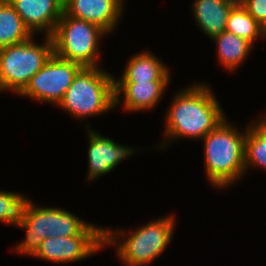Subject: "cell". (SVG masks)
I'll list each match as a JSON object with an SVG mask.
<instances>
[{"mask_svg": "<svg viewBox=\"0 0 266 266\" xmlns=\"http://www.w3.org/2000/svg\"><path fill=\"white\" fill-rule=\"evenodd\" d=\"M172 99L164 121L166 139L157 145L159 149L163 150L178 138L202 140L227 118L212 89L205 83L186 86Z\"/></svg>", "mask_w": 266, "mask_h": 266, "instance_id": "cell-1", "label": "cell"}, {"mask_svg": "<svg viewBox=\"0 0 266 266\" xmlns=\"http://www.w3.org/2000/svg\"><path fill=\"white\" fill-rule=\"evenodd\" d=\"M16 226L26 231V237L13 249L26 256H32L45 238L104 235L105 231L104 227L86 222L64 208L39 207L27 197Z\"/></svg>", "mask_w": 266, "mask_h": 266, "instance_id": "cell-2", "label": "cell"}, {"mask_svg": "<svg viewBox=\"0 0 266 266\" xmlns=\"http://www.w3.org/2000/svg\"><path fill=\"white\" fill-rule=\"evenodd\" d=\"M226 119L202 139L205 176L210 185L221 190L246 174L244 150L248 125L243 132Z\"/></svg>", "mask_w": 266, "mask_h": 266, "instance_id": "cell-3", "label": "cell"}, {"mask_svg": "<svg viewBox=\"0 0 266 266\" xmlns=\"http://www.w3.org/2000/svg\"><path fill=\"white\" fill-rule=\"evenodd\" d=\"M174 215L149 221L130 232L123 229L114 231L107 227L104 231V245H115L117 258L126 266L150 264L163 254L174 236Z\"/></svg>", "mask_w": 266, "mask_h": 266, "instance_id": "cell-4", "label": "cell"}, {"mask_svg": "<svg viewBox=\"0 0 266 266\" xmlns=\"http://www.w3.org/2000/svg\"><path fill=\"white\" fill-rule=\"evenodd\" d=\"M114 78L100 66L82 67L58 107L79 121L114 110Z\"/></svg>", "mask_w": 266, "mask_h": 266, "instance_id": "cell-5", "label": "cell"}, {"mask_svg": "<svg viewBox=\"0 0 266 266\" xmlns=\"http://www.w3.org/2000/svg\"><path fill=\"white\" fill-rule=\"evenodd\" d=\"M40 45L34 37L0 49V91L20 94L53 55V40L45 35Z\"/></svg>", "mask_w": 266, "mask_h": 266, "instance_id": "cell-6", "label": "cell"}, {"mask_svg": "<svg viewBox=\"0 0 266 266\" xmlns=\"http://www.w3.org/2000/svg\"><path fill=\"white\" fill-rule=\"evenodd\" d=\"M108 36L100 26L67 15L63 12L51 35L54 54L76 62L82 67H97L99 63L100 39Z\"/></svg>", "mask_w": 266, "mask_h": 266, "instance_id": "cell-7", "label": "cell"}, {"mask_svg": "<svg viewBox=\"0 0 266 266\" xmlns=\"http://www.w3.org/2000/svg\"><path fill=\"white\" fill-rule=\"evenodd\" d=\"M81 68L80 64L53 53L19 95L58 106Z\"/></svg>", "mask_w": 266, "mask_h": 266, "instance_id": "cell-8", "label": "cell"}, {"mask_svg": "<svg viewBox=\"0 0 266 266\" xmlns=\"http://www.w3.org/2000/svg\"><path fill=\"white\" fill-rule=\"evenodd\" d=\"M104 238V235L45 238L31 257L58 264L81 261L105 248Z\"/></svg>", "mask_w": 266, "mask_h": 266, "instance_id": "cell-9", "label": "cell"}, {"mask_svg": "<svg viewBox=\"0 0 266 266\" xmlns=\"http://www.w3.org/2000/svg\"><path fill=\"white\" fill-rule=\"evenodd\" d=\"M88 137V172L87 179L89 182L97 180L103 175L109 174L118 164L134 155L137 148L128 147L116 143L113 139L105 137L98 133L97 130L89 128L87 123Z\"/></svg>", "mask_w": 266, "mask_h": 266, "instance_id": "cell-10", "label": "cell"}, {"mask_svg": "<svg viewBox=\"0 0 266 266\" xmlns=\"http://www.w3.org/2000/svg\"><path fill=\"white\" fill-rule=\"evenodd\" d=\"M24 24L36 35L51 36L64 12L62 0H8Z\"/></svg>", "mask_w": 266, "mask_h": 266, "instance_id": "cell-11", "label": "cell"}, {"mask_svg": "<svg viewBox=\"0 0 266 266\" xmlns=\"http://www.w3.org/2000/svg\"><path fill=\"white\" fill-rule=\"evenodd\" d=\"M125 0H66L64 12L100 26L108 34L117 29Z\"/></svg>", "mask_w": 266, "mask_h": 266, "instance_id": "cell-12", "label": "cell"}, {"mask_svg": "<svg viewBox=\"0 0 266 266\" xmlns=\"http://www.w3.org/2000/svg\"><path fill=\"white\" fill-rule=\"evenodd\" d=\"M169 82L114 83L115 108L121 105L131 113L152 110L165 95Z\"/></svg>", "mask_w": 266, "mask_h": 266, "instance_id": "cell-13", "label": "cell"}, {"mask_svg": "<svg viewBox=\"0 0 266 266\" xmlns=\"http://www.w3.org/2000/svg\"><path fill=\"white\" fill-rule=\"evenodd\" d=\"M150 51H141L127 62L123 74L114 78V83H136L149 81H170V69Z\"/></svg>", "mask_w": 266, "mask_h": 266, "instance_id": "cell-14", "label": "cell"}, {"mask_svg": "<svg viewBox=\"0 0 266 266\" xmlns=\"http://www.w3.org/2000/svg\"><path fill=\"white\" fill-rule=\"evenodd\" d=\"M194 1V2H193ZM192 13L199 30L209 39L225 31L232 8L237 4L233 0H193Z\"/></svg>", "mask_w": 266, "mask_h": 266, "instance_id": "cell-15", "label": "cell"}, {"mask_svg": "<svg viewBox=\"0 0 266 266\" xmlns=\"http://www.w3.org/2000/svg\"><path fill=\"white\" fill-rule=\"evenodd\" d=\"M211 40L216 42L219 63L224 70L229 71H235L243 64L254 47L249 41L227 31H223Z\"/></svg>", "mask_w": 266, "mask_h": 266, "instance_id": "cell-16", "label": "cell"}, {"mask_svg": "<svg viewBox=\"0 0 266 266\" xmlns=\"http://www.w3.org/2000/svg\"><path fill=\"white\" fill-rule=\"evenodd\" d=\"M35 37L8 0H0V49Z\"/></svg>", "mask_w": 266, "mask_h": 266, "instance_id": "cell-17", "label": "cell"}, {"mask_svg": "<svg viewBox=\"0 0 266 266\" xmlns=\"http://www.w3.org/2000/svg\"><path fill=\"white\" fill-rule=\"evenodd\" d=\"M244 155L246 172L248 168L257 166L266 170V119L264 117L251 120L248 124Z\"/></svg>", "mask_w": 266, "mask_h": 266, "instance_id": "cell-18", "label": "cell"}, {"mask_svg": "<svg viewBox=\"0 0 266 266\" xmlns=\"http://www.w3.org/2000/svg\"><path fill=\"white\" fill-rule=\"evenodd\" d=\"M225 31L249 41L253 46L256 40L266 39L265 29L248 13L241 3H237L232 8Z\"/></svg>", "mask_w": 266, "mask_h": 266, "instance_id": "cell-19", "label": "cell"}, {"mask_svg": "<svg viewBox=\"0 0 266 266\" xmlns=\"http://www.w3.org/2000/svg\"><path fill=\"white\" fill-rule=\"evenodd\" d=\"M25 194L13 191H0V223L15 226L20 220L21 207Z\"/></svg>", "mask_w": 266, "mask_h": 266, "instance_id": "cell-20", "label": "cell"}, {"mask_svg": "<svg viewBox=\"0 0 266 266\" xmlns=\"http://www.w3.org/2000/svg\"><path fill=\"white\" fill-rule=\"evenodd\" d=\"M240 3L266 31V0H241Z\"/></svg>", "mask_w": 266, "mask_h": 266, "instance_id": "cell-21", "label": "cell"}]
</instances>
